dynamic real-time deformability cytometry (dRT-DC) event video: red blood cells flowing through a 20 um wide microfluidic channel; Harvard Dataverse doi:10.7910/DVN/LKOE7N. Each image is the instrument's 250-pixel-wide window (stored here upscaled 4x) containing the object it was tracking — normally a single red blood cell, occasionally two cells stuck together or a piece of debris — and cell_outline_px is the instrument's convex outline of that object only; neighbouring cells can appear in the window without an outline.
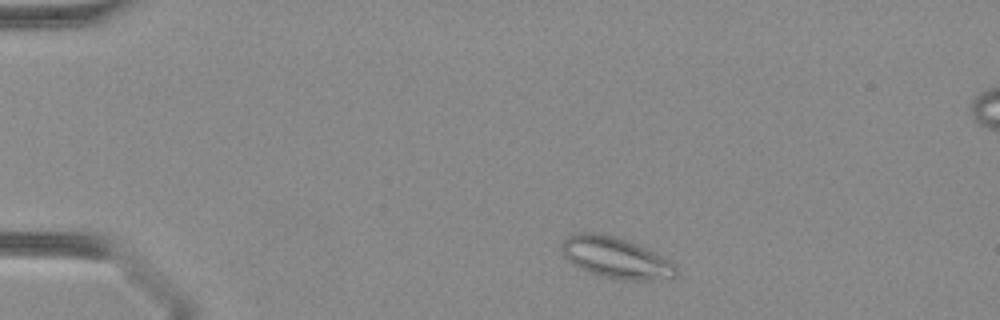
{"species": "Egyptian fruit bat (a non-hibernating species)", "species_latin": "Rousettus aegyptiacus", "temperature_condition": "warm", "stored_images_in_passage": 39, "camera_frame_rate_fps": 3000, "um_per_image_px": 0.085, "animal": {"sex": "female"}, "frame": {"image": 1, "passage_image": 4, "time_ms": 1.0, "image_size_px": [1000, 320], "cell_outline_px": [[680, 272], [676, 276], [652, 280], [628, 280], [604, 276], [580, 268], [572, 264], [564, 256], [560, 248], [560, 244], [568, 236], [580, 232], [592, 232], [616, 236], [656, 252], [676, 264]], "centroid_in_image_um": [52.37, 21.89], "position_along_channel_um": 32.6, "area_um2": 27.34}}
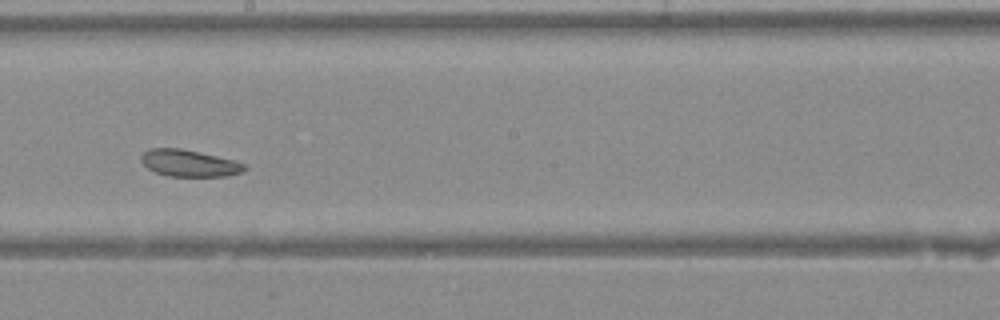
{"frame": {"image": 2, "passage_image": 21, "time_ms": 6.667, "image_size_px": [1000, 320], "cell_outline_px": [[248, 168], [240, 172], [228, 176], [168, 176], [156, 172], [148, 168], [140, 160], [140, 156], [148, 148], [180, 148], [216, 156], [232, 160], [244, 164]], "centroid_in_image_um": [16.04, 13.87], "position_along_channel_um": 232.2, "area_um2": 15.95}}
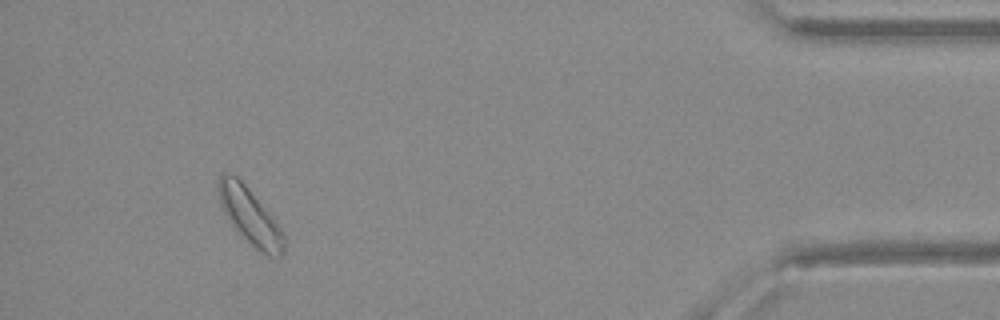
{"frame": {"image": 3, "passage_image": 36, "time_ms": 11.667, "image_size_px": [1000, 320], "cell_outline_px": [[284, 252], [280, 256], [268, 256], [260, 252], [240, 236], [228, 220], [220, 204], [216, 184], [220, 176], [224, 172], [228, 172], [236, 176], [248, 188], [276, 220], [284, 236]], "centroid_in_image_um": [21.22, 18.38], "position_along_channel_um": 414.0, "area_um2": 21.62}}